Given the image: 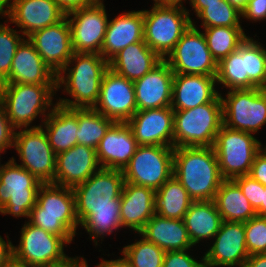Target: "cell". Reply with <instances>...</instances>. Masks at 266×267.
Masks as SVG:
<instances>
[{"label": "cell", "mask_w": 266, "mask_h": 267, "mask_svg": "<svg viewBox=\"0 0 266 267\" xmlns=\"http://www.w3.org/2000/svg\"><path fill=\"white\" fill-rule=\"evenodd\" d=\"M108 68V61L101 54L73 53L56 75V86L57 91L63 86L62 91L74 100L59 98L57 104L69 109L94 108L99 99L102 77Z\"/></svg>", "instance_id": "obj_1"}, {"label": "cell", "mask_w": 266, "mask_h": 267, "mask_svg": "<svg viewBox=\"0 0 266 267\" xmlns=\"http://www.w3.org/2000/svg\"><path fill=\"white\" fill-rule=\"evenodd\" d=\"M173 176L193 201L214 200L224 180L214 147L174 148Z\"/></svg>", "instance_id": "obj_2"}, {"label": "cell", "mask_w": 266, "mask_h": 267, "mask_svg": "<svg viewBox=\"0 0 266 267\" xmlns=\"http://www.w3.org/2000/svg\"><path fill=\"white\" fill-rule=\"evenodd\" d=\"M29 223L61 236L71 244L80 225L76 216L73 188L52 183L42 184L35 206L29 214Z\"/></svg>", "instance_id": "obj_3"}, {"label": "cell", "mask_w": 266, "mask_h": 267, "mask_svg": "<svg viewBox=\"0 0 266 267\" xmlns=\"http://www.w3.org/2000/svg\"><path fill=\"white\" fill-rule=\"evenodd\" d=\"M56 91V84L4 83L0 102L15 130L40 128L41 125H30L39 114L45 120L57 105L52 103ZM47 109L50 111L47 112Z\"/></svg>", "instance_id": "obj_4"}, {"label": "cell", "mask_w": 266, "mask_h": 267, "mask_svg": "<svg viewBox=\"0 0 266 267\" xmlns=\"http://www.w3.org/2000/svg\"><path fill=\"white\" fill-rule=\"evenodd\" d=\"M221 93L212 101L186 110H174L173 147H213L223 125Z\"/></svg>", "instance_id": "obj_5"}, {"label": "cell", "mask_w": 266, "mask_h": 267, "mask_svg": "<svg viewBox=\"0 0 266 267\" xmlns=\"http://www.w3.org/2000/svg\"><path fill=\"white\" fill-rule=\"evenodd\" d=\"M191 24L189 10L183 5L154 4L151 10H144V42L165 60Z\"/></svg>", "instance_id": "obj_6"}, {"label": "cell", "mask_w": 266, "mask_h": 267, "mask_svg": "<svg viewBox=\"0 0 266 267\" xmlns=\"http://www.w3.org/2000/svg\"><path fill=\"white\" fill-rule=\"evenodd\" d=\"M40 182L28 170L18 165L12 157L0 168V213L29 220L31 209L37 201Z\"/></svg>", "instance_id": "obj_7"}, {"label": "cell", "mask_w": 266, "mask_h": 267, "mask_svg": "<svg viewBox=\"0 0 266 267\" xmlns=\"http://www.w3.org/2000/svg\"><path fill=\"white\" fill-rule=\"evenodd\" d=\"M214 149L223 179L233 180L248 175L255 155L263 148L253 134L222 125Z\"/></svg>", "instance_id": "obj_8"}, {"label": "cell", "mask_w": 266, "mask_h": 267, "mask_svg": "<svg viewBox=\"0 0 266 267\" xmlns=\"http://www.w3.org/2000/svg\"><path fill=\"white\" fill-rule=\"evenodd\" d=\"M174 170V147L139 145L122 170L125 182L157 191Z\"/></svg>", "instance_id": "obj_9"}, {"label": "cell", "mask_w": 266, "mask_h": 267, "mask_svg": "<svg viewBox=\"0 0 266 267\" xmlns=\"http://www.w3.org/2000/svg\"><path fill=\"white\" fill-rule=\"evenodd\" d=\"M125 180L122 170L100 168L85 182L73 188L76 216L81 224L91 209L120 207Z\"/></svg>", "instance_id": "obj_10"}, {"label": "cell", "mask_w": 266, "mask_h": 267, "mask_svg": "<svg viewBox=\"0 0 266 267\" xmlns=\"http://www.w3.org/2000/svg\"><path fill=\"white\" fill-rule=\"evenodd\" d=\"M65 244L61 236L25 221L18 246L12 245V258L28 267L58 265L70 258L64 253Z\"/></svg>", "instance_id": "obj_11"}, {"label": "cell", "mask_w": 266, "mask_h": 267, "mask_svg": "<svg viewBox=\"0 0 266 267\" xmlns=\"http://www.w3.org/2000/svg\"><path fill=\"white\" fill-rule=\"evenodd\" d=\"M221 96L223 125L255 134L266 124V89L230 90Z\"/></svg>", "instance_id": "obj_12"}, {"label": "cell", "mask_w": 266, "mask_h": 267, "mask_svg": "<svg viewBox=\"0 0 266 267\" xmlns=\"http://www.w3.org/2000/svg\"><path fill=\"white\" fill-rule=\"evenodd\" d=\"M15 130L13 147L21 164L43 184H54L56 154L49 144L45 131L40 128Z\"/></svg>", "instance_id": "obj_13"}, {"label": "cell", "mask_w": 266, "mask_h": 267, "mask_svg": "<svg viewBox=\"0 0 266 267\" xmlns=\"http://www.w3.org/2000/svg\"><path fill=\"white\" fill-rule=\"evenodd\" d=\"M192 22L166 57L174 74L216 76L217 62L208 49L205 36Z\"/></svg>", "instance_id": "obj_14"}, {"label": "cell", "mask_w": 266, "mask_h": 267, "mask_svg": "<svg viewBox=\"0 0 266 267\" xmlns=\"http://www.w3.org/2000/svg\"><path fill=\"white\" fill-rule=\"evenodd\" d=\"M107 16L103 0L66 14L74 53L101 54L109 22Z\"/></svg>", "instance_id": "obj_15"}, {"label": "cell", "mask_w": 266, "mask_h": 267, "mask_svg": "<svg viewBox=\"0 0 266 267\" xmlns=\"http://www.w3.org/2000/svg\"><path fill=\"white\" fill-rule=\"evenodd\" d=\"M94 109L114 122H128L137 112L134 83L108 68Z\"/></svg>", "instance_id": "obj_16"}, {"label": "cell", "mask_w": 266, "mask_h": 267, "mask_svg": "<svg viewBox=\"0 0 266 267\" xmlns=\"http://www.w3.org/2000/svg\"><path fill=\"white\" fill-rule=\"evenodd\" d=\"M213 239V245L204 254L205 267L244 266L249 257L244 222L222 221Z\"/></svg>", "instance_id": "obj_17"}, {"label": "cell", "mask_w": 266, "mask_h": 267, "mask_svg": "<svg viewBox=\"0 0 266 267\" xmlns=\"http://www.w3.org/2000/svg\"><path fill=\"white\" fill-rule=\"evenodd\" d=\"M174 110L169 107L137 110L127 124L138 145L173 147Z\"/></svg>", "instance_id": "obj_18"}, {"label": "cell", "mask_w": 266, "mask_h": 267, "mask_svg": "<svg viewBox=\"0 0 266 267\" xmlns=\"http://www.w3.org/2000/svg\"><path fill=\"white\" fill-rule=\"evenodd\" d=\"M28 39L43 61L58 74L73 55L71 30L66 16L58 23L35 31Z\"/></svg>", "instance_id": "obj_19"}, {"label": "cell", "mask_w": 266, "mask_h": 267, "mask_svg": "<svg viewBox=\"0 0 266 267\" xmlns=\"http://www.w3.org/2000/svg\"><path fill=\"white\" fill-rule=\"evenodd\" d=\"M101 168L96 149L76 144L56 155L54 184L74 188Z\"/></svg>", "instance_id": "obj_20"}, {"label": "cell", "mask_w": 266, "mask_h": 267, "mask_svg": "<svg viewBox=\"0 0 266 267\" xmlns=\"http://www.w3.org/2000/svg\"><path fill=\"white\" fill-rule=\"evenodd\" d=\"M66 14L54 0H11V11L6 21L20 27L28 38L35 31L60 22Z\"/></svg>", "instance_id": "obj_21"}, {"label": "cell", "mask_w": 266, "mask_h": 267, "mask_svg": "<svg viewBox=\"0 0 266 267\" xmlns=\"http://www.w3.org/2000/svg\"><path fill=\"white\" fill-rule=\"evenodd\" d=\"M173 77L171 67L162 60L142 78L134 81L137 110L171 106Z\"/></svg>", "instance_id": "obj_22"}, {"label": "cell", "mask_w": 266, "mask_h": 267, "mask_svg": "<svg viewBox=\"0 0 266 267\" xmlns=\"http://www.w3.org/2000/svg\"><path fill=\"white\" fill-rule=\"evenodd\" d=\"M138 146L127 122H114L96 148L99 165L101 168L123 170Z\"/></svg>", "instance_id": "obj_23"}, {"label": "cell", "mask_w": 266, "mask_h": 267, "mask_svg": "<svg viewBox=\"0 0 266 267\" xmlns=\"http://www.w3.org/2000/svg\"><path fill=\"white\" fill-rule=\"evenodd\" d=\"M56 75L27 38L19 44L4 83L56 84Z\"/></svg>", "instance_id": "obj_24"}, {"label": "cell", "mask_w": 266, "mask_h": 267, "mask_svg": "<svg viewBox=\"0 0 266 267\" xmlns=\"http://www.w3.org/2000/svg\"><path fill=\"white\" fill-rule=\"evenodd\" d=\"M216 76L174 74L171 108L186 110L212 102L220 92Z\"/></svg>", "instance_id": "obj_25"}, {"label": "cell", "mask_w": 266, "mask_h": 267, "mask_svg": "<svg viewBox=\"0 0 266 267\" xmlns=\"http://www.w3.org/2000/svg\"><path fill=\"white\" fill-rule=\"evenodd\" d=\"M144 10L129 11L109 19L101 55L109 61L132 43L144 40Z\"/></svg>", "instance_id": "obj_26"}, {"label": "cell", "mask_w": 266, "mask_h": 267, "mask_svg": "<svg viewBox=\"0 0 266 267\" xmlns=\"http://www.w3.org/2000/svg\"><path fill=\"white\" fill-rule=\"evenodd\" d=\"M120 203L122 227H128L138 234L155 214V191L125 182Z\"/></svg>", "instance_id": "obj_27"}, {"label": "cell", "mask_w": 266, "mask_h": 267, "mask_svg": "<svg viewBox=\"0 0 266 267\" xmlns=\"http://www.w3.org/2000/svg\"><path fill=\"white\" fill-rule=\"evenodd\" d=\"M161 61L162 59L142 40L119 51L108 61V65L115 73L134 82Z\"/></svg>", "instance_id": "obj_28"}, {"label": "cell", "mask_w": 266, "mask_h": 267, "mask_svg": "<svg viewBox=\"0 0 266 267\" xmlns=\"http://www.w3.org/2000/svg\"><path fill=\"white\" fill-rule=\"evenodd\" d=\"M41 122V128L56 155L77 144L78 108L69 109L57 104Z\"/></svg>", "instance_id": "obj_29"}, {"label": "cell", "mask_w": 266, "mask_h": 267, "mask_svg": "<svg viewBox=\"0 0 266 267\" xmlns=\"http://www.w3.org/2000/svg\"><path fill=\"white\" fill-rule=\"evenodd\" d=\"M138 234L165 252L186 250L194 246L183 219L163 218L154 214Z\"/></svg>", "instance_id": "obj_30"}, {"label": "cell", "mask_w": 266, "mask_h": 267, "mask_svg": "<svg viewBox=\"0 0 266 267\" xmlns=\"http://www.w3.org/2000/svg\"><path fill=\"white\" fill-rule=\"evenodd\" d=\"M183 220L194 246L203 239L214 238L222 223L213 200L193 201Z\"/></svg>", "instance_id": "obj_31"}, {"label": "cell", "mask_w": 266, "mask_h": 267, "mask_svg": "<svg viewBox=\"0 0 266 267\" xmlns=\"http://www.w3.org/2000/svg\"><path fill=\"white\" fill-rule=\"evenodd\" d=\"M213 201L222 221L247 222L257 215L234 180L224 179Z\"/></svg>", "instance_id": "obj_32"}, {"label": "cell", "mask_w": 266, "mask_h": 267, "mask_svg": "<svg viewBox=\"0 0 266 267\" xmlns=\"http://www.w3.org/2000/svg\"><path fill=\"white\" fill-rule=\"evenodd\" d=\"M192 203L187 190L174 176L155 191V214L163 218L183 219Z\"/></svg>", "instance_id": "obj_33"}, {"label": "cell", "mask_w": 266, "mask_h": 267, "mask_svg": "<svg viewBox=\"0 0 266 267\" xmlns=\"http://www.w3.org/2000/svg\"><path fill=\"white\" fill-rule=\"evenodd\" d=\"M203 29L208 49L217 63L231 52L236 51L247 38L242 27L218 26Z\"/></svg>", "instance_id": "obj_34"}, {"label": "cell", "mask_w": 266, "mask_h": 267, "mask_svg": "<svg viewBox=\"0 0 266 267\" xmlns=\"http://www.w3.org/2000/svg\"><path fill=\"white\" fill-rule=\"evenodd\" d=\"M113 123L94 108H78L77 144L96 149Z\"/></svg>", "instance_id": "obj_35"}, {"label": "cell", "mask_w": 266, "mask_h": 267, "mask_svg": "<svg viewBox=\"0 0 266 267\" xmlns=\"http://www.w3.org/2000/svg\"><path fill=\"white\" fill-rule=\"evenodd\" d=\"M216 82L229 91L257 87L245 74L244 57L237 50L217 63Z\"/></svg>", "instance_id": "obj_36"}, {"label": "cell", "mask_w": 266, "mask_h": 267, "mask_svg": "<svg viewBox=\"0 0 266 267\" xmlns=\"http://www.w3.org/2000/svg\"><path fill=\"white\" fill-rule=\"evenodd\" d=\"M251 37L239 45L237 51L244 57L245 74L258 87L266 89V48Z\"/></svg>", "instance_id": "obj_37"}, {"label": "cell", "mask_w": 266, "mask_h": 267, "mask_svg": "<svg viewBox=\"0 0 266 267\" xmlns=\"http://www.w3.org/2000/svg\"><path fill=\"white\" fill-rule=\"evenodd\" d=\"M98 245V238L110 235L114 230L122 227L120 207H103L91 209V214L80 224Z\"/></svg>", "instance_id": "obj_38"}, {"label": "cell", "mask_w": 266, "mask_h": 267, "mask_svg": "<svg viewBox=\"0 0 266 267\" xmlns=\"http://www.w3.org/2000/svg\"><path fill=\"white\" fill-rule=\"evenodd\" d=\"M141 238L124 246L122 256L131 267H162L165 251L143 236Z\"/></svg>", "instance_id": "obj_39"}, {"label": "cell", "mask_w": 266, "mask_h": 267, "mask_svg": "<svg viewBox=\"0 0 266 267\" xmlns=\"http://www.w3.org/2000/svg\"><path fill=\"white\" fill-rule=\"evenodd\" d=\"M241 12L227 0H222L221 3L206 4L197 18L201 19L203 28L208 27H241L240 25Z\"/></svg>", "instance_id": "obj_40"}, {"label": "cell", "mask_w": 266, "mask_h": 267, "mask_svg": "<svg viewBox=\"0 0 266 267\" xmlns=\"http://www.w3.org/2000/svg\"><path fill=\"white\" fill-rule=\"evenodd\" d=\"M19 32L0 23V79L3 81L9 77L13 57L19 44L25 39Z\"/></svg>", "instance_id": "obj_41"}, {"label": "cell", "mask_w": 266, "mask_h": 267, "mask_svg": "<svg viewBox=\"0 0 266 267\" xmlns=\"http://www.w3.org/2000/svg\"><path fill=\"white\" fill-rule=\"evenodd\" d=\"M248 254L266 253V217L254 216L244 222Z\"/></svg>", "instance_id": "obj_42"}, {"label": "cell", "mask_w": 266, "mask_h": 267, "mask_svg": "<svg viewBox=\"0 0 266 267\" xmlns=\"http://www.w3.org/2000/svg\"><path fill=\"white\" fill-rule=\"evenodd\" d=\"M242 190L244 196L250 202L255 211L262 205V196L265 186L256 181L250 175L238 176L233 179Z\"/></svg>", "instance_id": "obj_43"}, {"label": "cell", "mask_w": 266, "mask_h": 267, "mask_svg": "<svg viewBox=\"0 0 266 267\" xmlns=\"http://www.w3.org/2000/svg\"><path fill=\"white\" fill-rule=\"evenodd\" d=\"M186 250L166 251L163 258L162 267H205L204 256L201 261H197Z\"/></svg>", "instance_id": "obj_44"}, {"label": "cell", "mask_w": 266, "mask_h": 267, "mask_svg": "<svg viewBox=\"0 0 266 267\" xmlns=\"http://www.w3.org/2000/svg\"><path fill=\"white\" fill-rule=\"evenodd\" d=\"M15 129L10 124L3 104L0 102V149L4 152L13 147Z\"/></svg>", "instance_id": "obj_45"}, {"label": "cell", "mask_w": 266, "mask_h": 267, "mask_svg": "<svg viewBox=\"0 0 266 267\" xmlns=\"http://www.w3.org/2000/svg\"><path fill=\"white\" fill-rule=\"evenodd\" d=\"M248 175L266 187V146L255 155Z\"/></svg>", "instance_id": "obj_46"}, {"label": "cell", "mask_w": 266, "mask_h": 267, "mask_svg": "<svg viewBox=\"0 0 266 267\" xmlns=\"http://www.w3.org/2000/svg\"><path fill=\"white\" fill-rule=\"evenodd\" d=\"M241 17L256 22L266 19V0H249Z\"/></svg>", "instance_id": "obj_47"}, {"label": "cell", "mask_w": 266, "mask_h": 267, "mask_svg": "<svg viewBox=\"0 0 266 267\" xmlns=\"http://www.w3.org/2000/svg\"><path fill=\"white\" fill-rule=\"evenodd\" d=\"M59 8L68 14L74 10L88 7L95 4L98 0H54Z\"/></svg>", "instance_id": "obj_48"}, {"label": "cell", "mask_w": 266, "mask_h": 267, "mask_svg": "<svg viewBox=\"0 0 266 267\" xmlns=\"http://www.w3.org/2000/svg\"><path fill=\"white\" fill-rule=\"evenodd\" d=\"M5 241L1 236H0V267H4L12 258V242L9 240V237L7 235Z\"/></svg>", "instance_id": "obj_49"}, {"label": "cell", "mask_w": 266, "mask_h": 267, "mask_svg": "<svg viewBox=\"0 0 266 267\" xmlns=\"http://www.w3.org/2000/svg\"><path fill=\"white\" fill-rule=\"evenodd\" d=\"M243 267H266V253L249 255Z\"/></svg>", "instance_id": "obj_50"}, {"label": "cell", "mask_w": 266, "mask_h": 267, "mask_svg": "<svg viewBox=\"0 0 266 267\" xmlns=\"http://www.w3.org/2000/svg\"><path fill=\"white\" fill-rule=\"evenodd\" d=\"M49 267H88L87 261L84 259V257H70L65 262L58 264V265H52Z\"/></svg>", "instance_id": "obj_51"}, {"label": "cell", "mask_w": 266, "mask_h": 267, "mask_svg": "<svg viewBox=\"0 0 266 267\" xmlns=\"http://www.w3.org/2000/svg\"><path fill=\"white\" fill-rule=\"evenodd\" d=\"M97 267H131L130 264L125 260V258L122 256V258L119 257V259H112V260H101Z\"/></svg>", "instance_id": "obj_52"}, {"label": "cell", "mask_w": 266, "mask_h": 267, "mask_svg": "<svg viewBox=\"0 0 266 267\" xmlns=\"http://www.w3.org/2000/svg\"><path fill=\"white\" fill-rule=\"evenodd\" d=\"M222 0H190L189 4L194 9L196 16L206 8V4L221 3Z\"/></svg>", "instance_id": "obj_53"}, {"label": "cell", "mask_w": 266, "mask_h": 267, "mask_svg": "<svg viewBox=\"0 0 266 267\" xmlns=\"http://www.w3.org/2000/svg\"><path fill=\"white\" fill-rule=\"evenodd\" d=\"M6 7V9H5ZM11 11V0H0V15L8 17Z\"/></svg>", "instance_id": "obj_54"}, {"label": "cell", "mask_w": 266, "mask_h": 267, "mask_svg": "<svg viewBox=\"0 0 266 267\" xmlns=\"http://www.w3.org/2000/svg\"><path fill=\"white\" fill-rule=\"evenodd\" d=\"M249 0H227L229 4L236 7L240 12L246 7Z\"/></svg>", "instance_id": "obj_55"}, {"label": "cell", "mask_w": 266, "mask_h": 267, "mask_svg": "<svg viewBox=\"0 0 266 267\" xmlns=\"http://www.w3.org/2000/svg\"><path fill=\"white\" fill-rule=\"evenodd\" d=\"M256 214L258 216L266 217V187H265V191L263 192V196H262V205L256 211Z\"/></svg>", "instance_id": "obj_56"}, {"label": "cell", "mask_w": 266, "mask_h": 267, "mask_svg": "<svg viewBox=\"0 0 266 267\" xmlns=\"http://www.w3.org/2000/svg\"><path fill=\"white\" fill-rule=\"evenodd\" d=\"M4 267H28L26 264L16 261L11 258L10 261Z\"/></svg>", "instance_id": "obj_57"}, {"label": "cell", "mask_w": 266, "mask_h": 267, "mask_svg": "<svg viewBox=\"0 0 266 267\" xmlns=\"http://www.w3.org/2000/svg\"><path fill=\"white\" fill-rule=\"evenodd\" d=\"M186 0H160V4L183 5Z\"/></svg>", "instance_id": "obj_58"}, {"label": "cell", "mask_w": 266, "mask_h": 267, "mask_svg": "<svg viewBox=\"0 0 266 267\" xmlns=\"http://www.w3.org/2000/svg\"><path fill=\"white\" fill-rule=\"evenodd\" d=\"M3 84H4V81L0 79V97H1L2 90H3Z\"/></svg>", "instance_id": "obj_59"}, {"label": "cell", "mask_w": 266, "mask_h": 267, "mask_svg": "<svg viewBox=\"0 0 266 267\" xmlns=\"http://www.w3.org/2000/svg\"><path fill=\"white\" fill-rule=\"evenodd\" d=\"M154 4H160V0H153Z\"/></svg>", "instance_id": "obj_60"}, {"label": "cell", "mask_w": 266, "mask_h": 267, "mask_svg": "<svg viewBox=\"0 0 266 267\" xmlns=\"http://www.w3.org/2000/svg\"><path fill=\"white\" fill-rule=\"evenodd\" d=\"M4 152L3 150L0 149V153ZM1 159V158H0ZM1 163V162H0ZM2 164H0V168H1Z\"/></svg>", "instance_id": "obj_61"}]
</instances>
